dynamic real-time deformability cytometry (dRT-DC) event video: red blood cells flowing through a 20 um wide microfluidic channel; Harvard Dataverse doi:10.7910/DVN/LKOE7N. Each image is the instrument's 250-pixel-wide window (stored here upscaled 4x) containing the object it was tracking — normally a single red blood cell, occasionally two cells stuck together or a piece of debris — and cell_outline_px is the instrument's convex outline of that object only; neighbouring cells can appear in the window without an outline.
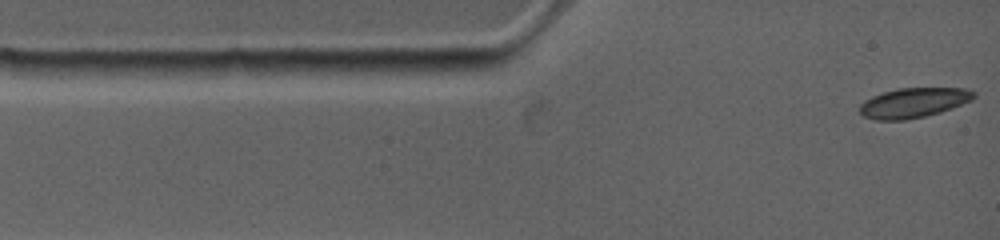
{"species": "common noctule bat (a hibernating species)", "species_latin": "Nyctalus noctula", "temperature_condition": "warm", "stored_images_in_passage": 43, "camera_frame_rate_fps": 4500, "um_per_image_px": 0.085, "animal": {"sex": "female", "body_mass_g": 19.0, "forearm_length_mm": 53.3}, "frame": {"image": 1, "passage_image": 1, "time_ms": 0.0, "image_size_px": [1000, 240], "cell_outline_px": [[972, 96], [968, 100], [960, 104], [936, 112], [920, 116], [900, 120], [880, 120], [864, 116], [860, 112], [860, 108], [868, 100], [884, 92], [900, 88], [956, 88], [972, 92]], "centroid_in_image_um": [77.58, 8.73], "position_along_channel_um": 7.4, "area_um2": 18.44}}
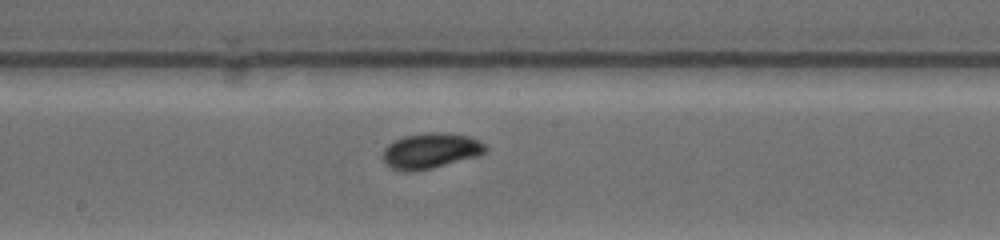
{"frame": {"image": 2, "passage_image": 19, "time_ms": 6.444, "image_size_px": [1000, 240], "cell_outline_px": [[484, 152], [472, 156], [428, 168], [412, 172], [404, 172], [392, 168], [384, 160], [384, 152], [396, 140], [408, 136], [428, 132], [448, 132], [468, 136], [484, 144]], "centroid_in_image_um": [36.58, 12.8], "position_along_channel_um": 211.6, "area_um2": 20.06}}
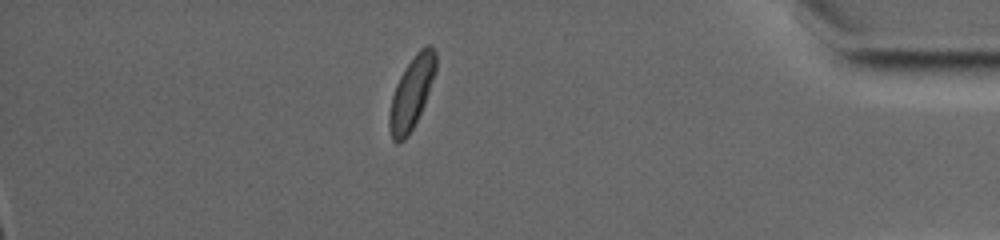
{"frame": {"image": 3, "passage_image": 37, "time_ms": 12.667, "image_size_px": [1000, 240], "cell_outline_px": [[436, 68], [424, 104], [408, 136], [404, 140], [396, 144], [392, 140], [388, 128], [388, 116], [392, 96], [396, 84], [400, 76], [416, 52], [424, 44], [432, 44], [436, 52]], "centroid_in_image_um": [34.96, 7.89], "position_along_channel_um": 400.2, "area_um2": 19.42}, "authors_computed_cell_mechanics": {"area_um2": 19.1896, "velocity_mm_per_s": 3.7956, "shape_relaxation_time_tau1_ms": 3.3201, "shape_relaxation_time_tau2_ms": null, "deformation_change_tau1": 0.1126, "deformation_change_tau2": null}}